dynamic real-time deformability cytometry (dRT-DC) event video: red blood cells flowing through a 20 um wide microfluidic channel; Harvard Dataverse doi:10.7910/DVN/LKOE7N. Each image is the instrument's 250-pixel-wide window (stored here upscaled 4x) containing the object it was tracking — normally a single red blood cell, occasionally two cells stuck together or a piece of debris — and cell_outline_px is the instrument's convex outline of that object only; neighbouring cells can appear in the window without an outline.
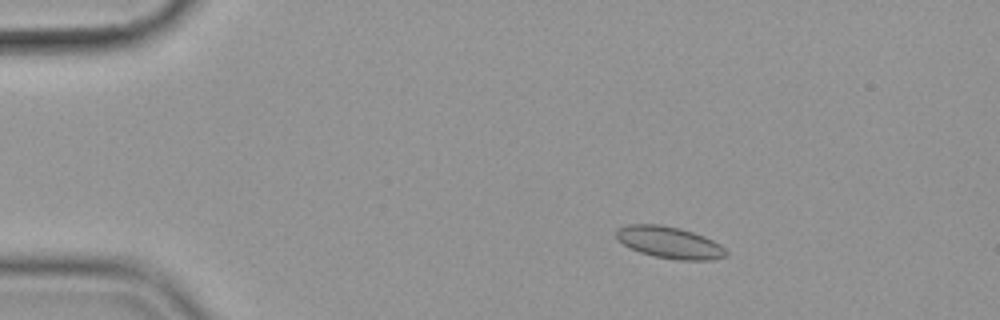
{"species": "common noctule bat (a hibernating species)", "species_latin": "Nyctalus noctula", "temperature_condition": "cold", "stored_images_in_passage": 53, "camera_frame_rate_fps": 3000, "um_per_image_px": 0.085, "animal": {"sex": "female", "body_mass_g": 19.9}, "frame": {"image": 1, "passage_image": 6, "time_ms": 1.667, "image_size_px": [1000, 320], "cell_outline_px": [[728, 256], [712, 260], [676, 260], [652, 256], [640, 252], [616, 240], [616, 228], [628, 224], [660, 224], [680, 228], [704, 236], [720, 244], [728, 252]], "centroid_in_image_um": [56.9, 20.61], "position_along_channel_um": 28.1, "area_um2": 20.52}}
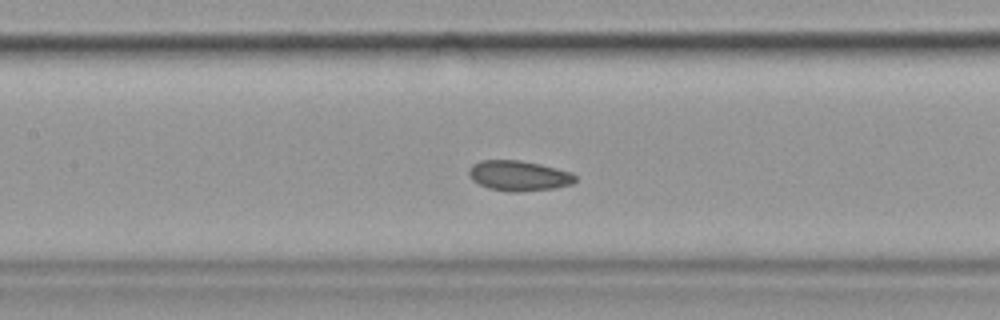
{"frame": {"image": 2, "passage_image": 23, "time_ms": 7.333, "image_size_px": [1000, 320], "cell_outline_px": [[576, 180], [572, 184], [556, 188], [516, 192], [508, 192], [488, 188], [472, 180], [468, 172], [468, 168], [472, 164], [480, 160], [520, 160], [540, 164], [572, 172], [576, 176]], "centroid_in_image_um": [44.09, 14.93], "position_along_channel_um": 163.3, "area_um2": 18.9}}
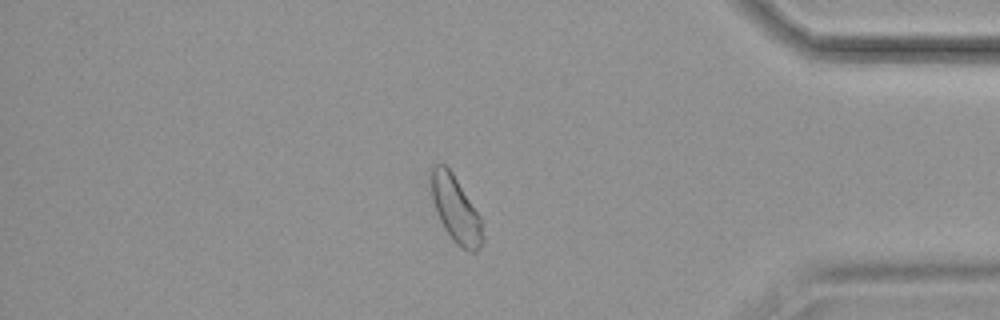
{"frame": {"image": 3, "passage_image": 45, "time_ms": 14.667, "image_size_px": [1000, 320], "cell_outline_px": [[484, 240], [480, 248], [476, 252], [468, 252], [456, 244], [452, 240], [444, 228], [440, 220], [432, 200], [432, 168], [436, 164], [444, 164], [452, 172], [480, 216]], "centroid_in_image_um": [38.76, 17.86], "position_along_channel_um": 396.4, "area_um2": 19.65}, "authors_computed_cell_mechanics": {"area_um2": 19.2474, "velocity_mm_per_s": 3.5555, "shape_relaxation_time_tau1_ms": 7.0803, "shape_relaxation_time_tau2_ms": null, "deformation_change_tau1": 0.0728, "deformation_change_tau2": null}}